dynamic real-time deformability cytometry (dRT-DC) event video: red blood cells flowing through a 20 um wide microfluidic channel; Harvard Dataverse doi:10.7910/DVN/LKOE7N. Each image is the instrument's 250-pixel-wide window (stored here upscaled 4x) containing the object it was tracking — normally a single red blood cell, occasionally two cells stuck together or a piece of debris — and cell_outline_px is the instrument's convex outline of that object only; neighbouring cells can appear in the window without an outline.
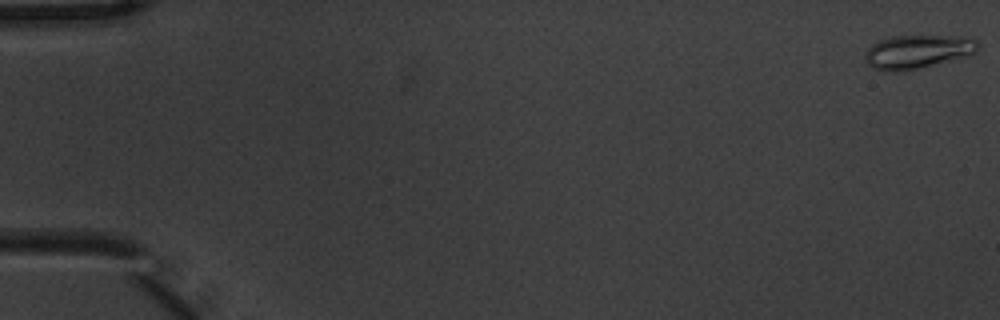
{"species": "common noctule bat (a hibernating species)", "species_latin": "Nyctalus noctula", "temperature_condition": "warm", "stored_images_in_passage": 7, "camera_frame_rate_fps": 3000, "um_per_image_px": 0.085, "animal": {"sex": "male", "body_mass_g": 20.1, "forearm_length_mm": 53.5}, "frame": {"image": 1, "passage_image": 1, "time_ms": 0.0, "image_size_px": [1000, 320], "cell_outline_px": [[980, 48], [976, 52], [964, 56], [916, 68], [896, 72], [892, 72], [872, 68], [864, 60], [864, 56], [868, 48], [872, 44], [880, 40], [892, 36], [972, 36], [980, 44]], "centroid_in_image_um": [77.99, 4.37], "position_along_channel_um": 7.0, "area_um2": 21.96}}
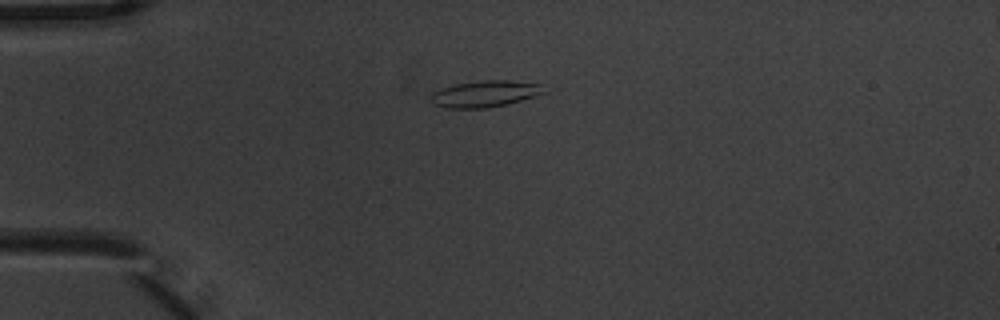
{"frame": {"image": 2, "passage_image": 5, "time_ms": 1.333, "image_size_px": [1000, 320], "cell_outline_px": [[544, 92], [508, 104], [484, 108], [444, 108], [432, 104], [428, 96], [432, 92], [440, 88], [456, 84], [480, 80], [508, 80], [544, 84]], "centroid_in_image_um": [41.14, 7.97], "position_along_channel_um": 43.9, "area_um2": 17.57}}